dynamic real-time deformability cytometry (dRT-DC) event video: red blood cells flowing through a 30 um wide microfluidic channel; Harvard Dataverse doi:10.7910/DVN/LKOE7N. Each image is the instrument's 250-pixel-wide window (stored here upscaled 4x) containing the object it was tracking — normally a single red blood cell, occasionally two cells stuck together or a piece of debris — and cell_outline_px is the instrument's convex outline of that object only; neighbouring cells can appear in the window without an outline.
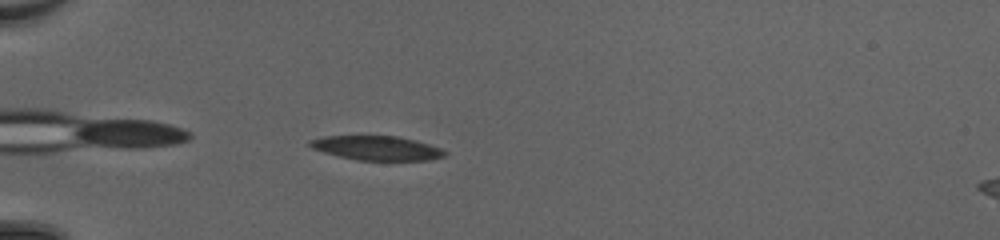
{"species": "common noctule bat (a hibernating species)", "species_latin": "Nyctalus noctula", "temperature_condition": "cold", "stored_images_in_passage": 38, "camera_frame_rate_fps": 3000, "um_per_image_px": 0.085, "animal": {"sex": "female", "body_mass_g": 20.0, "forearm_length_mm": 54.0}, "frame": {"image": 1, "passage_image": 5, "time_ms": 1.333, "image_size_px": [1000, 240], "cell_outline_px": [[448, 152], [444, 156], [428, 160], [356, 160], [324, 152], [312, 148], [308, 144], [308, 140], [324, 136], [396, 136], [416, 140], [440, 148]], "centroid_in_image_um": [32.01, 12.58], "position_along_channel_um": 53.0, "area_um2": 18.96}}
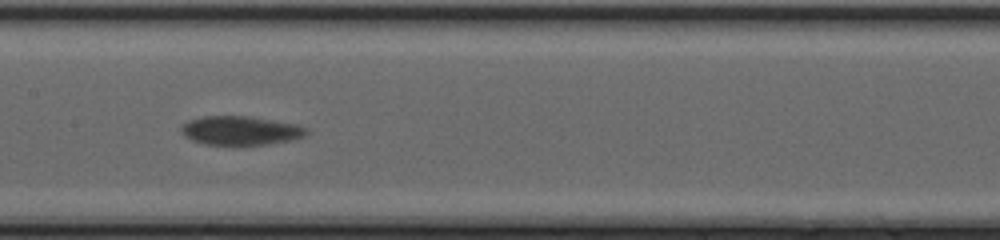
{"frame": {"image": 2, "passage_image": 17, "time_ms": 5.333, "image_size_px": [1000, 240], "cell_outline_px": [[308, 132], [304, 136], [292, 140], [268, 144], [204, 144], [192, 140], [184, 136], [180, 132], [180, 128], [188, 120], [204, 116], [248, 116], [296, 124], [308, 128]], "centroid_in_image_um": [20.44, 11.09], "position_along_channel_um": 187.0, "area_um2": 20.98}}
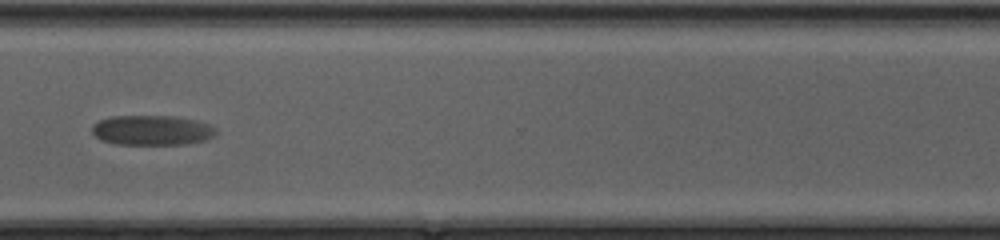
{"frame": {"image": 3, "passage_image": 30, "time_ms": 9.667, "image_size_px": [1000, 240], "cell_outline_px": [[216, 132], [208, 140], [184, 144], [112, 144], [100, 140], [92, 132], [92, 124], [100, 120], [112, 116], [176, 116], [196, 120], [208, 124], [216, 128]], "centroid_in_image_um": [12.9, 11.07], "position_along_channel_um": 357.7, "area_um2": 21.73}, "authors_computed_cell_mechanics": {"area_um2": 21.0681, "velocity_mm_per_s": 3.9496, "shape_relaxation_time_tau1_ms": 1.6666, "shape_relaxation_time_tau2_ms": null, "deformation_change_tau1": 0.0729, "deformation_change_tau2": null}}